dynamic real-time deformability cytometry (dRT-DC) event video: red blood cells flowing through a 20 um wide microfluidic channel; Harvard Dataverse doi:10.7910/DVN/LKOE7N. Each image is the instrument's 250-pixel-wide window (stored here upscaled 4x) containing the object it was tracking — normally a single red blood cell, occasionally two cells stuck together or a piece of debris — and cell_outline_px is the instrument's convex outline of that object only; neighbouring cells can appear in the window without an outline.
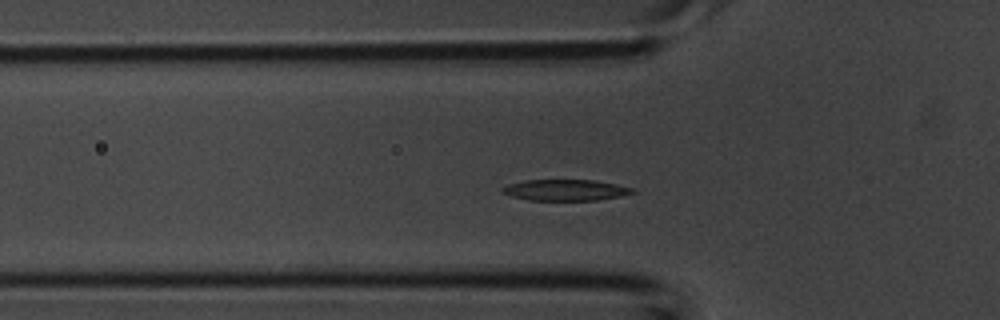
{"species": "common noctule bat (a hibernating species)", "species_latin": "Nyctalus noctula", "temperature_condition": "room temperature", "stored_images_in_passage": 41, "camera_frame_rate_fps": 3000, "um_per_image_px": 0.085, "animal": {"sex": "male", "body_mass_g": 20.1, "forearm_length_mm": 53.5}, "frame": {"image": 1, "passage_image": 11, "time_ms": 3.333, "image_size_px": [1000, 320], "cell_outline_px": [[640, 192], [620, 196], [596, 200], [528, 200], [512, 196], [500, 192], [500, 188], [508, 184], [524, 180], [592, 180], [616, 184], [636, 188]], "centroid_in_image_um": [48.09, 16.15], "position_along_channel_um": 77.7, "area_um2": 16.18}}
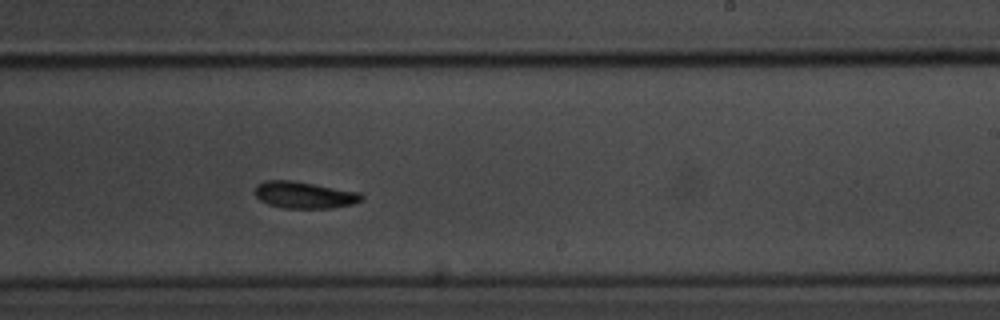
{"frame": {"image": 2, "passage_image": 23, "time_ms": 7.333, "image_size_px": [1000, 320], "cell_outline_px": [[364, 196], [360, 200], [352, 204], [332, 208], [284, 208], [268, 204], [260, 200], [252, 192], [256, 184], [264, 180], [292, 180], [360, 192]], "centroid_in_image_um": [25.81, 16.56], "position_along_channel_um": 263.2, "area_um2": 16.76}}
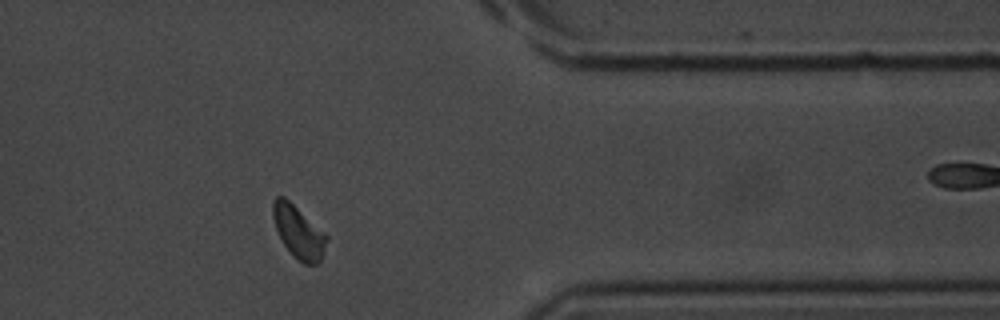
{"frame": {"image": 3, "passage_image": 32, "time_ms": 10.333, "image_size_px": [1000, 320], "cell_outline_px": [[328, 240], [320, 264], [304, 264], [284, 244], [276, 228], [272, 216], [272, 200], [276, 196], [284, 196], [324, 232], [328, 236]], "centroid_in_image_um": [25.38, 19.7], "position_along_channel_um": 386.0, "area_um2": 16.18}}